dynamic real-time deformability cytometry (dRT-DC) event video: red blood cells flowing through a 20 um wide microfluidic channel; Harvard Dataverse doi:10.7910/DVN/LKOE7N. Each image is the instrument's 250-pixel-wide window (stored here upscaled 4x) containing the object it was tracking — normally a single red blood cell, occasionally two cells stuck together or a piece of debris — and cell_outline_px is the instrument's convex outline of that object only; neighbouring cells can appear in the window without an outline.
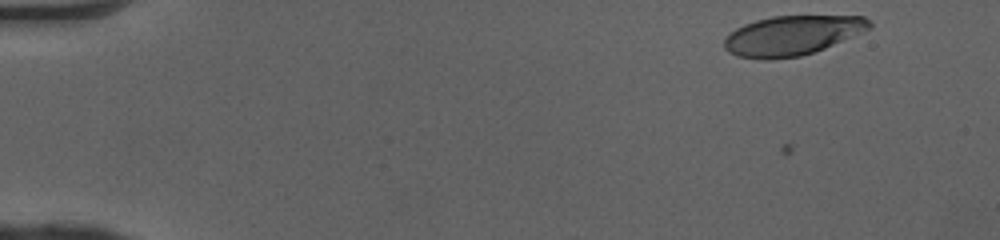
{"species": "human", "species_latin": "Homo sapiens", "temperature_condition": "cold", "stored_images_in_passage": 44, "camera_frame_rate_fps": 3000, "um_per_image_px": 0.085, "donor": {"sex": "female"}, "frame": {"image": 1, "passage_image": 2, "time_ms": 0.333, "image_size_px": [1000, 240], "cell_outline_px": [[872, 28], [824, 48], [800, 56], [768, 60], [764, 60], [736, 56], [728, 52], [724, 48], [724, 40], [736, 28], [744, 24], [756, 20], [772, 16], [864, 16], [872, 24]], "centroid_in_image_um": [67.31, 3.02], "position_along_channel_um": 17.7, "area_um2": 33.41}}
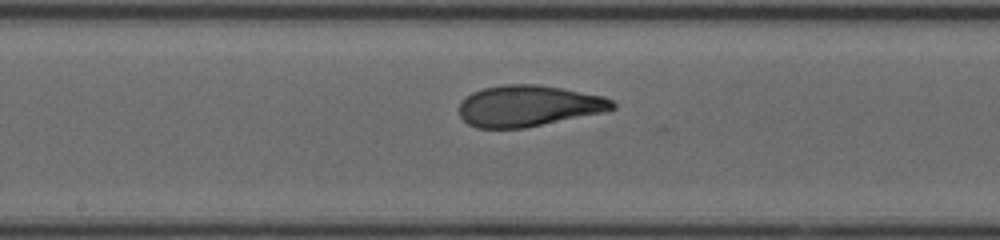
{"frame": {"image": 2, "passage_image": 25, "time_ms": 8.0, "image_size_px": [1000, 240], "cell_outline_px": [[616, 108], [604, 112], [524, 128], [476, 128], [468, 124], [460, 116], [460, 100], [472, 92], [484, 88], [504, 84], [536, 84], [560, 88], [604, 96], [612, 100], [616, 104]], "centroid_in_image_um": [44.91, 9.0], "position_along_channel_um": 203.3, "area_um2": 36.76}}
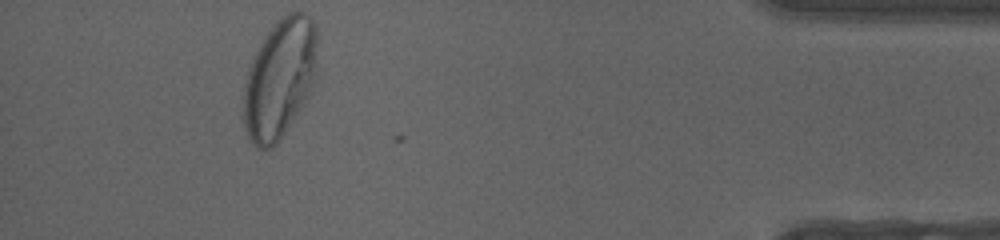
{"frame": {"image": 3, "passage_image": 44, "time_ms": 14.333, "image_size_px": [1000, 240], "cell_outline_px": [[316, 76], [300, 108], [276, 144], [272, 148], [256, 148], [252, 144], [244, 128], [244, 84], [248, 68], [256, 52], [268, 32], [276, 20], [288, 12], [304, 12], [312, 20], [316, 28]], "centroid_in_image_um": [23.76, 6.67], "position_along_channel_um": 411.4, "area_um2": 50.69}, "authors_computed_cell_mechanics": {"area_um2": 36.5874, "velocity_mm_per_s": 4.0777, "shape_relaxation_time_tau1_ms": 4.8006, "shape_relaxation_time_tau2_ms": 0.6693, "deformation_change_tau1": 0.2444, "deformation_change_tau2": 0.0718}}